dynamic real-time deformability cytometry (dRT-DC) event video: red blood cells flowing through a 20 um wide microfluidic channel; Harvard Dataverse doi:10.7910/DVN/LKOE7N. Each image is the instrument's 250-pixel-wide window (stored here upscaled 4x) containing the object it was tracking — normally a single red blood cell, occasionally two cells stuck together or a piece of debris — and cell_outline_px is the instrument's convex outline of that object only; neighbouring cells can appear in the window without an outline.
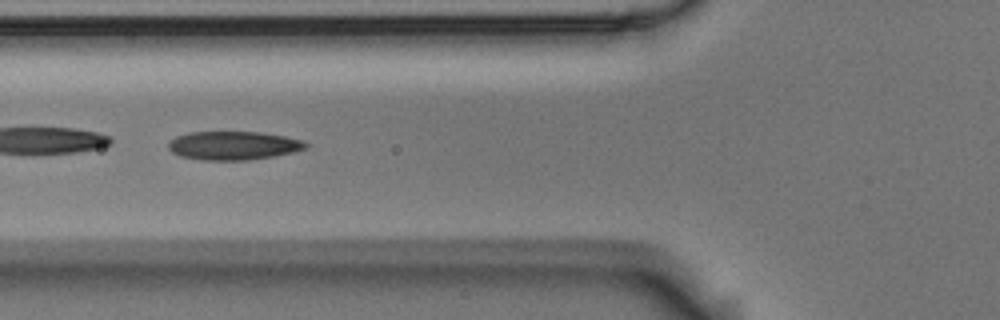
{"species": "Egyptian fruit bat (a non-hibernating species)", "species_latin": "Rousettus aegyptiacus", "temperature_condition": "room temperature", "stored_images_in_passage": 53, "camera_frame_rate_fps": 3000, "um_per_image_px": 0.085, "animal": {"sex": "male"}, "frame": {"image": 1, "passage_image": 20, "time_ms": 6.333, "image_size_px": [1000, 320], "cell_outline_px": [[312, 144], [308, 148], [296, 152], [276, 156], [248, 160], [204, 160], [180, 156], [172, 152], [168, 148], [168, 144], [176, 136], [188, 132], [260, 132], [284, 136], [304, 140]], "centroid_in_image_um": [19.92, 12.37], "position_along_channel_um": 105.9, "area_um2": 23.18}}
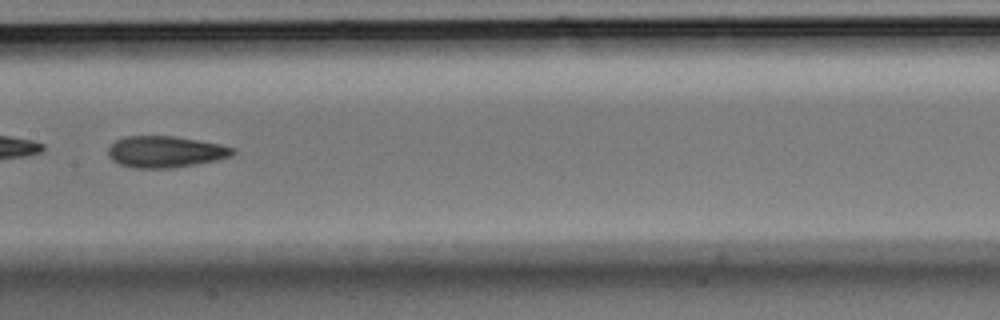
{"frame": {"image": 2, "passage_image": 27, "time_ms": 8.667, "image_size_px": [1000, 320], "cell_outline_px": [[236, 152], [232, 156], [216, 160], [196, 164], [172, 168], [132, 168], [120, 164], [112, 160], [108, 156], [108, 148], [116, 140], [128, 136], [172, 136], [220, 144], [236, 148]], "centroid_in_image_um": [14.07, 12.91], "position_along_channel_um": 193.3, "area_um2": 22.83}}
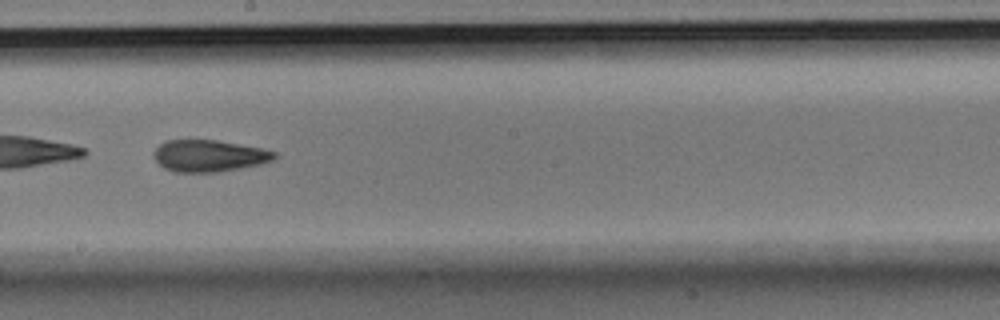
{"frame": {"image": 3, "passage_image": 30, "time_ms": 9.667, "image_size_px": [1000, 320], "cell_outline_px": [[280, 156], [272, 160], [260, 164], [240, 168], [216, 172], [176, 172], [164, 168], [156, 160], [152, 152], [164, 140], [216, 140], [260, 148], [276, 152]], "centroid_in_image_um": [17.76, 13.24], "position_along_channel_um": 230.4, "area_um2": 22.25}, "authors_computed_cell_mechanics": {"area_um2": 23.5824, "velocity_mm_per_s": 3.7198, "shape_relaxation_time_tau1_ms": 5.0945, "shape_relaxation_time_tau2_ms": 3.0113, "deformation_change_tau1": 0.1537, "deformation_change_tau2": 0.0931}}